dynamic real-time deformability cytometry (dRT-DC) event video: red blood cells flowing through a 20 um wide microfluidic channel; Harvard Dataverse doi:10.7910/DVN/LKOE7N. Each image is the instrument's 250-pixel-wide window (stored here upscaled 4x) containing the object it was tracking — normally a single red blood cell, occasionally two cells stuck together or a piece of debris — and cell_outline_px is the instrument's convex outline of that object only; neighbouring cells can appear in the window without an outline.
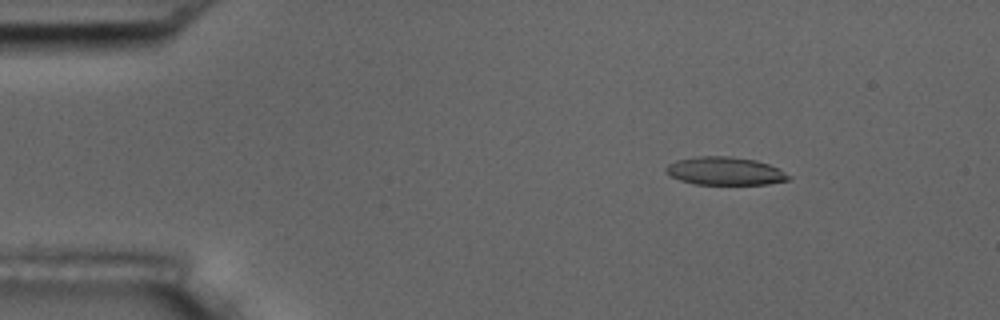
{"species": "common noctule bat (a hibernating species)", "species_latin": "Nyctalus noctula", "temperature_condition": "room temperature", "stored_images_in_passage": 5, "camera_frame_rate_fps": 3000, "um_per_image_px": 0.085, "animal": {"sex": "male", "body_mass_g": 17.5, "forearm_length_mm": 52.3}, "frame": {"image": 1, "passage_image": 3, "time_ms": 0.667, "image_size_px": [1000, 320], "cell_outline_px": [[792, 176], [788, 180], [768, 184], [696, 184], [680, 180], [664, 172], [664, 168], [668, 164], [676, 160], [696, 156], [728, 156], [756, 160], [768, 164]], "centroid_in_image_um": [61.59, 14.53], "position_along_channel_um": 23.4, "area_um2": 20.0}}